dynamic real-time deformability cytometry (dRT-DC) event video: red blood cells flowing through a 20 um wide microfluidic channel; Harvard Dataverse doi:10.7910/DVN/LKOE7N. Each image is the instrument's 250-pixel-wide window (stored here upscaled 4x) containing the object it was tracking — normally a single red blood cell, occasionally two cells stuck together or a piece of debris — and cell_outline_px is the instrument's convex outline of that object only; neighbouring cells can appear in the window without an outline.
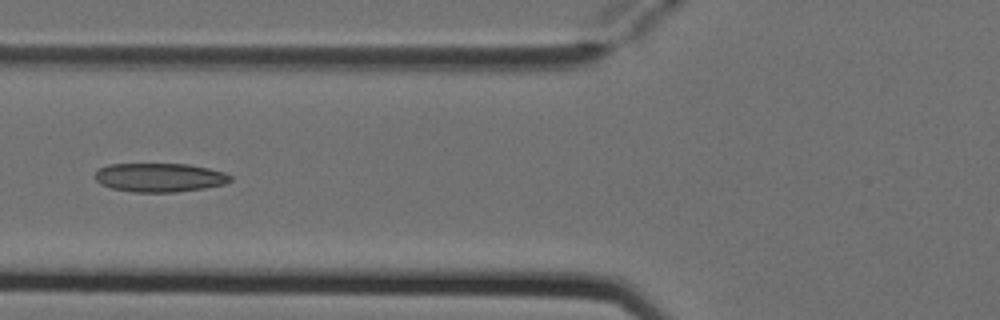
{"species": "Egyptian fruit bat (a non-hibernating species)", "species_latin": "Rousettus aegyptiacus", "temperature_condition": "cold", "stored_images_in_passage": 5, "camera_frame_rate_fps": 3000, "um_per_image_px": 0.085, "animal": {"sex": "female"}, "frame": {"image": 1, "passage_image": 5, "time_ms": 1.333, "image_size_px": [1000, 320], "cell_outline_px": [[232, 180], [224, 184], [204, 188], [176, 192], [132, 192], [112, 188], [100, 184], [92, 176], [100, 168], [108, 164], [188, 164], [208, 168], [224, 172], [232, 176]], "centroid_in_image_um": [13.55, 15.08], "position_along_channel_um": 112.3, "area_um2": 22.83}}